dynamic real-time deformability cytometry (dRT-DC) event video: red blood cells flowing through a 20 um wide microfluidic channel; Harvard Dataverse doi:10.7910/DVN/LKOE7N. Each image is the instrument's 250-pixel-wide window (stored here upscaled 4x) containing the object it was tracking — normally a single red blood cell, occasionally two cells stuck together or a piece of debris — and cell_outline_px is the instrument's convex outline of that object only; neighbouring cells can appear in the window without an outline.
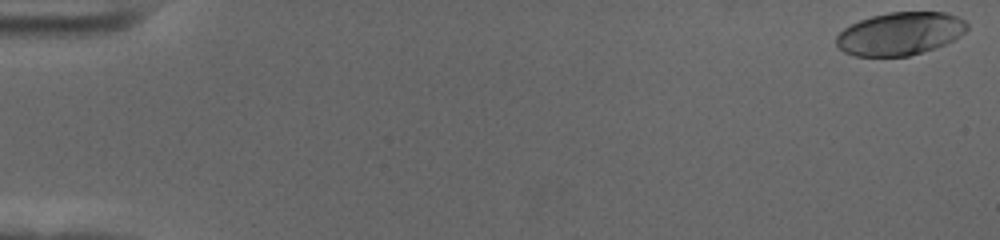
{"species": "human", "species_latin": "Homo sapiens", "temperature_condition": "cold", "stored_images_in_passage": 56, "camera_frame_rate_fps": 3000, "um_per_image_px": 0.085, "donor": {"sex": "female"}, "frame": {"image": 1, "passage_image": 1, "time_ms": 0.0, "image_size_px": [1000, 240], "cell_outline_px": [[968, 28], [960, 36], [944, 44], [908, 56], [856, 56], [844, 52], [836, 44], [836, 36], [844, 28], [860, 20], [872, 16], [888, 12], [944, 12], [956, 16], [964, 20], [968, 24]], "centroid_in_image_um": [76.49, 2.85], "position_along_channel_um": 8.5, "area_um2": 32.43}}
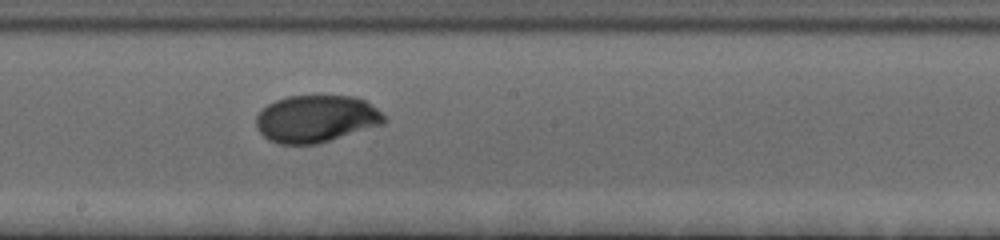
{"frame": {"image": 2, "passage_image": 32, "time_ms": 10.333, "image_size_px": [1000, 240], "cell_outline_px": [[388, 120], [384, 124], [316, 144], [280, 144], [268, 140], [256, 128], [256, 116], [268, 104], [276, 100], [288, 96], [352, 96], [364, 100], [376, 108]], "centroid_in_image_um": [26.86, 10.1], "position_along_channel_um": 221.3, "area_um2": 35.03}}
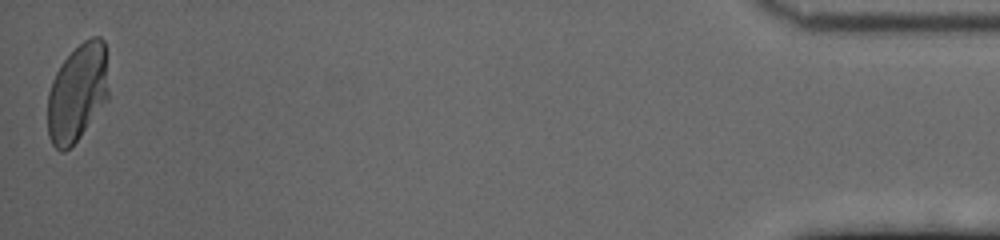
{"frame": {"image": 3, "passage_image": 56, "time_ms": 18.333, "image_size_px": [1000, 240], "cell_outline_px": [[108, 100], [80, 136], [64, 152], [60, 152], [52, 144], [48, 136], [48, 92], [52, 80], [60, 64], [84, 40], [92, 36], [100, 36], [104, 40], [108, 88]], "centroid_in_image_um": [6.58, 7.88], "position_along_channel_um": 428.6, "area_um2": 34.62}, "authors_computed_cell_mechanics": {"area_um2": 34.6511, "velocity_mm_per_s": 3.6381, "shape_relaxation_time_tau1_ms": 3.6619, "shape_relaxation_time_tau2_ms": null, "deformation_change_tau1": 0.1929, "deformation_change_tau2": null}}